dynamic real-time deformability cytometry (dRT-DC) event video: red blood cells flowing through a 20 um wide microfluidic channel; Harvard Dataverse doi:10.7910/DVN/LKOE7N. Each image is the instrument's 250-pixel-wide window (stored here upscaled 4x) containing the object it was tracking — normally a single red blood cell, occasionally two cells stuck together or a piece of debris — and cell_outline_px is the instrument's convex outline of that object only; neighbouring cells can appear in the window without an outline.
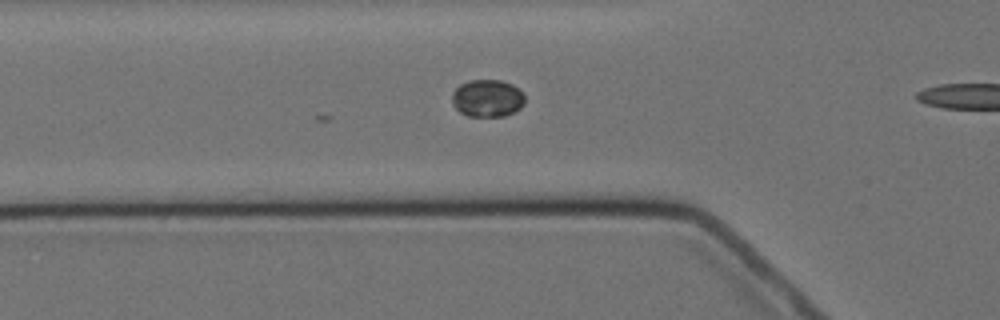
{"species": "Egyptian fruit bat (a non-hibernating species)", "species_latin": "Rousettus aegyptiacus", "temperature_condition": "cold", "stored_images_in_passage": 3, "segment_of_instrument_passage": [1, 2], "camera_frame_rate_fps": 3000, "um_per_image_px": 0.085, "animal": {"sex": "female"}, "frame": {"image": 1, "passage_image": 2, "time_ms": 1.0, "image_size_px": [1000, 320], "cell_outline_px": [[524, 104], [520, 108], [504, 116], [468, 116], [460, 112], [452, 104], [452, 92], [460, 84], [468, 80], [500, 80], [512, 84], [524, 92]], "centroid_in_image_um": [41.42, 8.34], "position_along_channel_um": 84.4, "area_um2": 15.95}}